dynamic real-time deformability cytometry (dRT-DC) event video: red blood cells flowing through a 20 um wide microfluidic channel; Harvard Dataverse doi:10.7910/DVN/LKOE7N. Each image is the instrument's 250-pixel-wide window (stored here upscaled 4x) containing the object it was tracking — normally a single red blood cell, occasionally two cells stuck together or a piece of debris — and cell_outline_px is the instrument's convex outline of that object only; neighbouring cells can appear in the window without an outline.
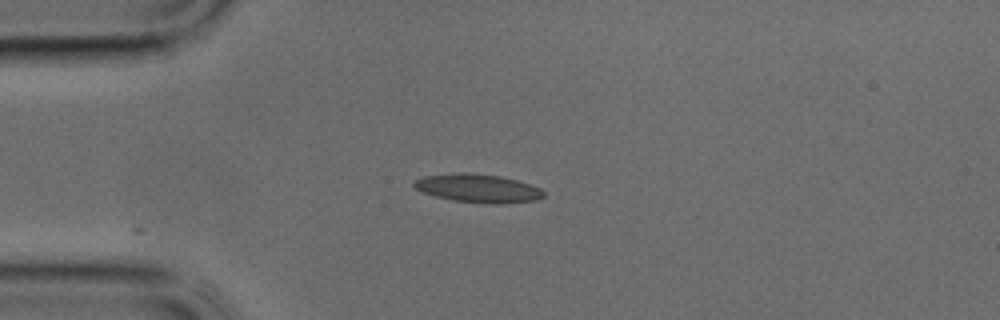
{"species": "common noctule bat (a hibernating species)", "species_latin": "Nyctalus noctula", "temperature_condition": "cold", "stored_images_in_passage": 13, "camera_frame_rate_fps": 3000, "um_per_image_px": 0.085, "animal": {"sex": "male", "body_mass_g": 17.9, "forearm_length_mm": 54.2}, "frame": {"image": 1, "passage_image": 9, "time_ms": 2.667, "image_size_px": [1000, 320], "cell_outline_px": [[544, 196], [536, 200], [504, 204], [488, 204], [452, 200], [436, 196], [424, 192], [416, 188], [412, 184], [412, 180], [424, 176], [460, 172], [464, 172], [500, 176], [516, 180], [540, 188], [544, 192]], "centroid_in_image_um": [40.62, 16.01], "position_along_channel_um": 44.4, "area_um2": 21.44}}
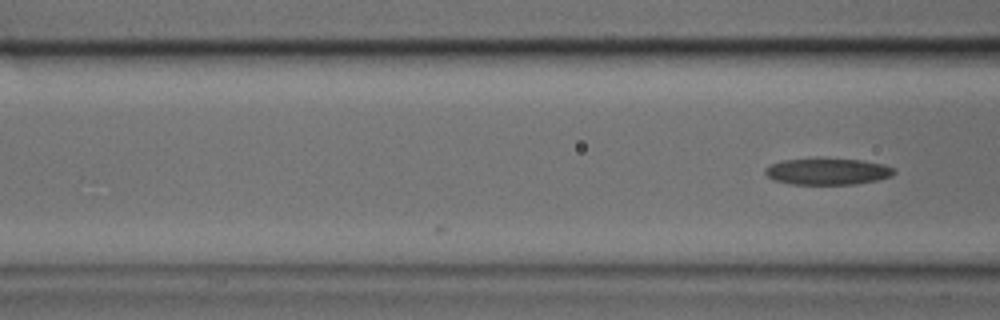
{"frame": {"image": 2, "passage_image": 13, "time_ms": 4.0, "image_size_px": [1000, 320], "cell_outline_px": [[896, 172], [892, 176], [876, 180], [856, 184], [788, 184], [772, 180], [764, 172], [764, 168], [772, 164], [784, 160], [864, 160], [884, 164], [896, 168]], "centroid_in_image_um": [70.37, 14.6], "position_along_channel_um": 96.2, "area_um2": 19.59}}